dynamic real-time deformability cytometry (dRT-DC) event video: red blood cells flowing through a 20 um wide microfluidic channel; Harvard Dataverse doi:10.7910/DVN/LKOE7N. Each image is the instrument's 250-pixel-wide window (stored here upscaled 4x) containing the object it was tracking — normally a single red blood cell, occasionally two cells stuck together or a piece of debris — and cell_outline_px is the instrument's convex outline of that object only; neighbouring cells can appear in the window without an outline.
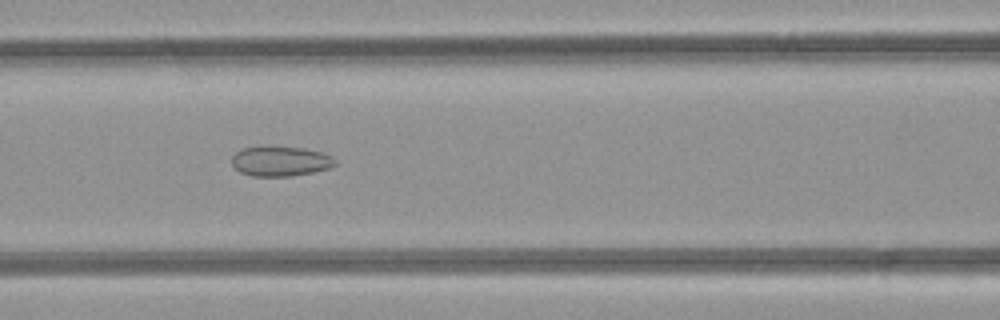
{"species": "common noctule bat (a hibernating species)", "species_latin": "Nyctalus noctula", "temperature_condition": "room temperature", "stored_images_in_passage": 42, "camera_frame_rate_fps": 3000, "um_per_image_px": 0.085, "animal": {"sex": "female", "body_mass_g": 21.9}, "frame": {"image": 1, "passage_image": 20, "time_ms": 6.333, "image_size_px": [1000, 320], "cell_outline_px": [[336, 164], [328, 168], [312, 172], [292, 176], [252, 176], [240, 172], [232, 164], [232, 156], [236, 152], [244, 148], [304, 148], [324, 152], [332, 156], [336, 160]], "centroid_in_image_um": [23.87, 13.72], "position_along_channel_um": 142.7, "area_um2": 17.63}}
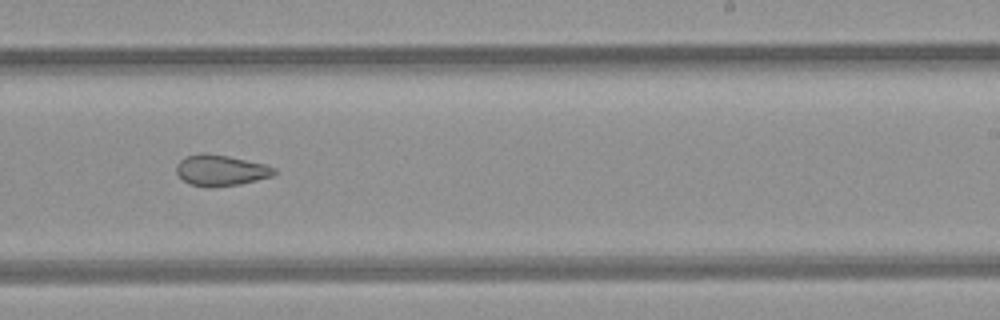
{"frame": {"image": 2, "passage_image": 29, "time_ms": 9.333, "image_size_px": [1000, 320], "cell_outline_px": [[276, 172], [272, 176], [240, 184], [212, 188], [208, 188], [192, 184], [184, 180], [176, 172], [176, 164], [180, 160], [188, 156], [200, 152], [204, 152], [228, 156], [264, 164], [276, 168]], "centroid_in_image_um": [18.75, 14.48], "position_along_channel_um": 270.2, "area_um2": 17.63}}
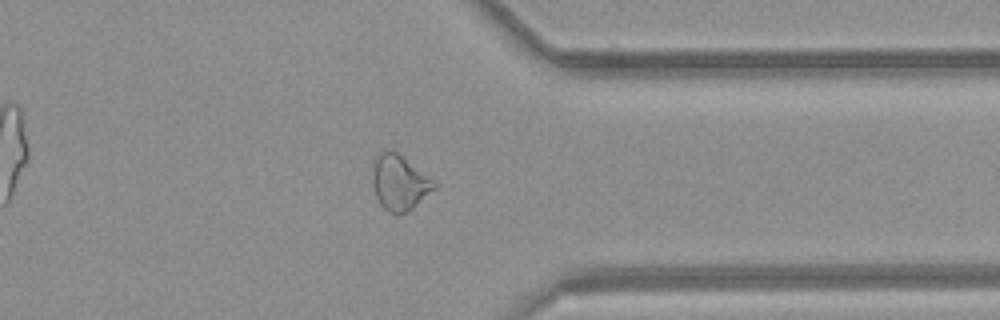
{"frame": {"image": 3, "passage_image": 37, "time_ms": 12.0, "image_size_px": [1000, 320], "cell_outline_px": [[436, 188], [412, 208], [396, 216], [388, 212], [380, 204], [376, 196], [372, 184], [372, 164], [376, 156], [384, 148], [392, 148], [432, 180], [436, 184]], "centroid_in_image_um": [33.89, 15.5], "position_along_channel_um": 377.5, "area_um2": 19.88}, "authors_computed_cell_mechanics": {"area_um2": 20.1722, "velocity_mm_per_s": 4.2678, "shape_relaxation_time_tau1_ms": null, "shape_relaxation_time_tau2_ms": 1.6946, "deformation_change_tau1": null, "deformation_change_tau2": 0.0682}}